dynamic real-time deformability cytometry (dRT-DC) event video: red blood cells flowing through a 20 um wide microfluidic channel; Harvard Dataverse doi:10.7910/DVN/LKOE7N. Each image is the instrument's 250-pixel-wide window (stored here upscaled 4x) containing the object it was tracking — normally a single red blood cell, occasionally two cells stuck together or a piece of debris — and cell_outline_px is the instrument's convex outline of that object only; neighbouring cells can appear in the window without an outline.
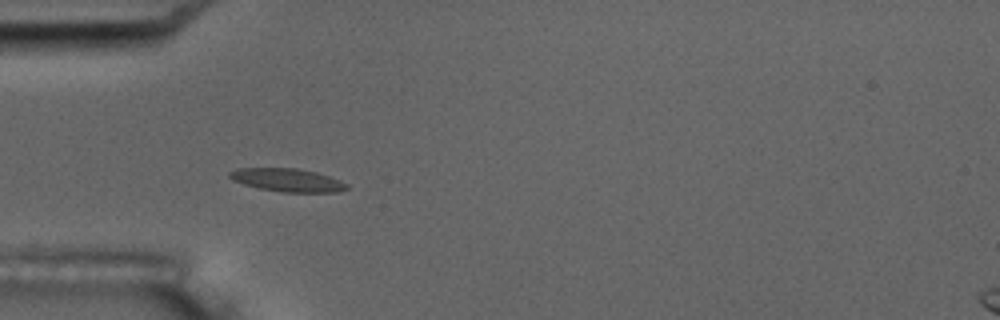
{"species": "common noctule bat (a hibernating species)", "species_latin": "Nyctalus noctula", "temperature_condition": "room temperature", "stored_images_in_passage": 6, "camera_frame_rate_fps": 3000, "um_per_image_px": 0.085, "animal": {"sex": "male", "body_mass_g": 17.5, "forearm_length_mm": 52.3}, "frame": {"image": 1, "passage_image": 4, "time_ms": 4.333, "image_size_px": [1000, 320], "cell_outline_px": [[348, 188], [336, 192], [284, 192], [260, 188], [244, 184], [232, 180], [228, 176], [228, 172], [236, 168], [296, 168], [316, 172], [340, 180], [348, 184]], "centroid_in_image_um": [24.41, 15.3], "position_along_channel_um": 60.6, "area_um2": 15.72}}